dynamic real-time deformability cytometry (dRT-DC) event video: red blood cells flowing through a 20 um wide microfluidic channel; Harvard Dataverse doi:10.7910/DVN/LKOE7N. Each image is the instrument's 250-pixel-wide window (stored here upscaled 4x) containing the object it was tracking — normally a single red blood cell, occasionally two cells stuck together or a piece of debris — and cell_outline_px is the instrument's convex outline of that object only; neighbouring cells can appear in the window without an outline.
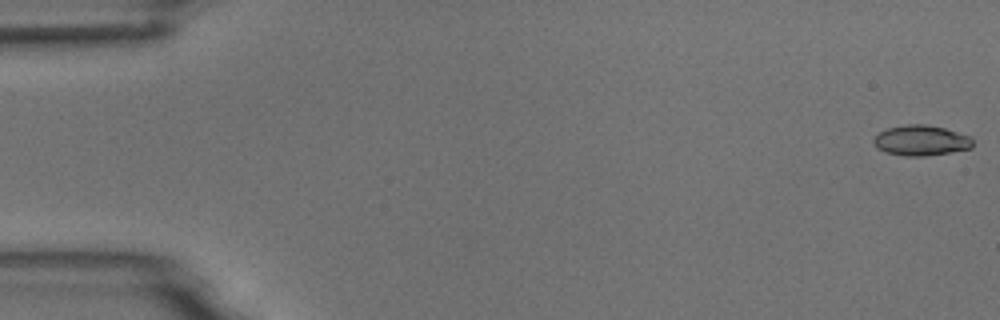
{"species": "common noctule bat (a hibernating species)", "species_latin": "Nyctalus noctula", "temperature_condition": "room temperature", "stored_images_in_passage": 5, "camera_frame_rate_fps": 3000, "um_per_image_px": 0.085, "animal": {"sex": "male", "body_mass_g": 18.8}, "frame": {"image": 1, "passage_image": 1, "time_ms": 0.0, "image_size_px": [1000, 320], "cell_outline_px": [[972, 148], [924, 156], [904, 156], [888, 152], [876, 148], [872, 140], [880, 132], [888, 128], [908, 124], [924, 124], [944, 128], [972, 136]], "centroid_in_image_um": [78.29, 11.93], "position_along_channel_um": 6.7, "area_um2": 17.4}}
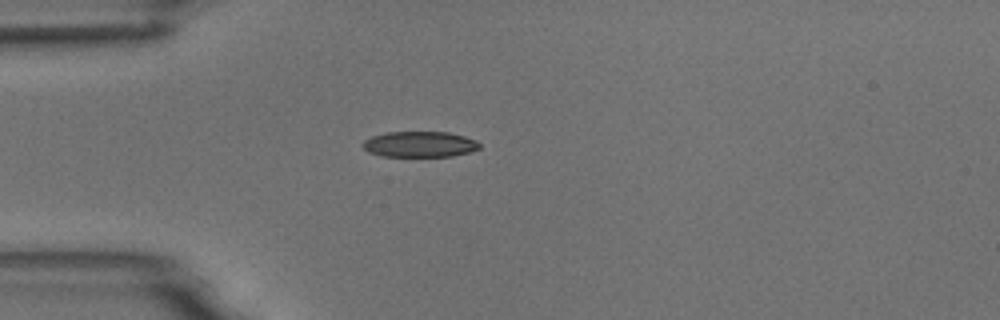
{"frame": {"image": 2, "passage_image": 5, "time_ms": 4.667, "image_size_px": [1000, 320], "cell_outline_px": [[480, 148], [468, 152], [452, 156], [380, 156], [368, 152], [360, 144], [364, 140], [372, 136], [388, 132], [448, 132], [464, 136], [476, 140], [480, 144]], "centroid_in_image_um": [35.65, 12.26], "position_along_channel_um": 49.4, "area_um2": 17.51}}